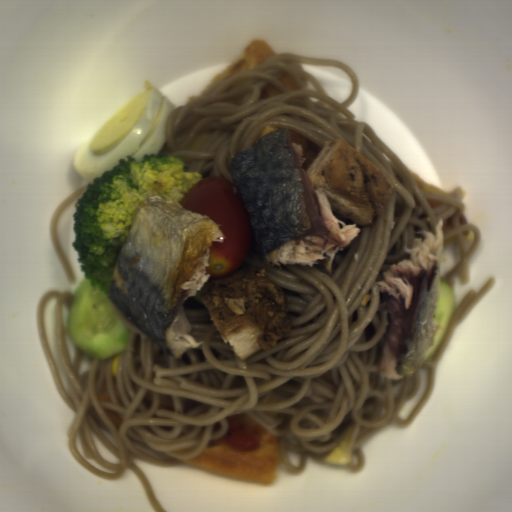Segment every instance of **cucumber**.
<instances>
[{
	"instance_id": "cucumber-1",
	"label": "cucumber",
	"mask_w": 512,
	"mask_h": 512,
	"mask_svg": "<svg viewBox=\"0 0 512 512\" xmlns=\"http://www.w3.org/2000/svg\"><path fill=\"white\" fill-rule=\"evenodd\" d=\"M67 336L89 359L106 360L127 349L130 328L109 299L84 278L74 289L65 320Z\"/></svg>"
},
{
	"instance_id": "cucumber-2",
	"label": "cucumber",
	"mask_w": 512,
	"mask_h": 512,
	"mask_svg": "<svg viewBox=\"0 0 512 512\" xmlns=\"http://www.w3.org/2000/svg\"><path fill=\"white\" fill-rule=\"evenodd\" d=\"M456 295L450 285L439 279L436 308L433 319L439 323L432 345L425 351L424 361L431 360L438 351L450 325Z\"/></svg>"
}]
</instances>
